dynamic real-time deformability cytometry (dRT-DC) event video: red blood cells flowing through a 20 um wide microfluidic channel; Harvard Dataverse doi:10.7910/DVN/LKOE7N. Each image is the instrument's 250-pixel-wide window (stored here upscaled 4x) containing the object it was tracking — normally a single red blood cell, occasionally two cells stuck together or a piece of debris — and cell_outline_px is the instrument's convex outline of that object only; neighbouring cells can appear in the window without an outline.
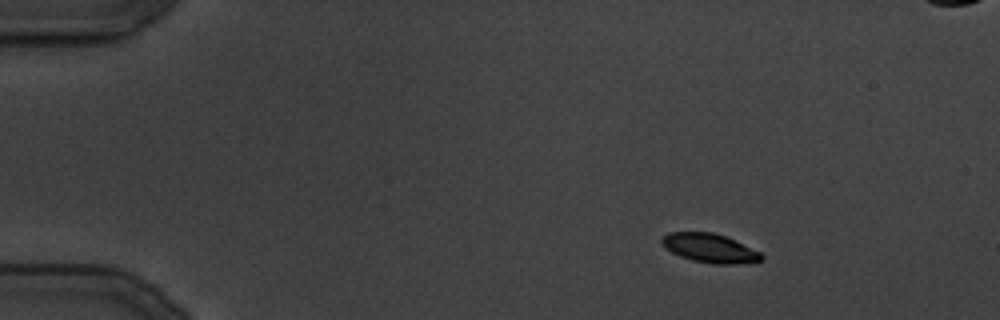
{"species": "common noctule bat (a hibernating species)", "species_latin": "Nyctalus noctula", "temperature_condition": "cold", "stored_images_in_passage": 7, "camera_frame_rate_fps": 3000, "um_per_image_px": 0.085, "animal": {"sex": "male", "body_mass_g": 19.5, "forearm_length_mm": 54.6}, "frame": {"image": 1, "passage_image": 1, "time_ms": 0.0, "image_size_px": [1000, 320], "cell_outline_px": [[764, 260], [756, 264], [716, 264], [692, 260], [680, 256], [664, 248], [660, 240], [668, 232], [712, 232], [724, 236], [760, 252], [764, 256]], "centroid_in_image_um": [60.37, 21.11], "position_along_channel_um": 24.6, "area_um2": 16.94}}